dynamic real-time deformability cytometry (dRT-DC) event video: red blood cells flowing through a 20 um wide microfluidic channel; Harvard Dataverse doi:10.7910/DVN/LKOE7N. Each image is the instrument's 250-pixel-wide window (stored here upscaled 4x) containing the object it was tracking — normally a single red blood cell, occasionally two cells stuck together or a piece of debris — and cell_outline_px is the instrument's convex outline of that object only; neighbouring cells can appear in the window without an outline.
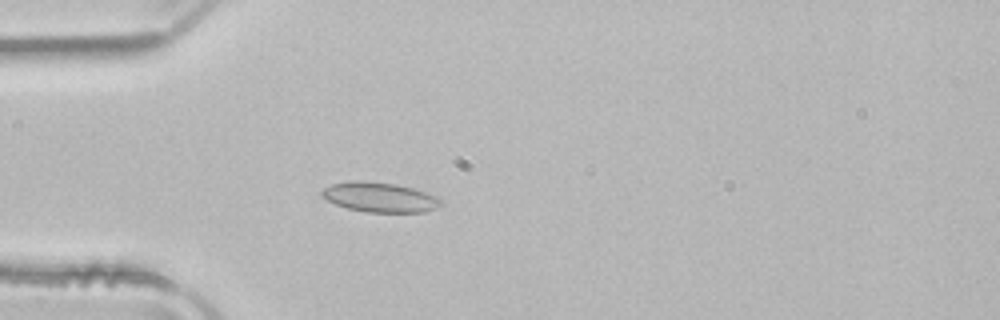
{"species": "common noctule bat (a hibernating species)", "species_latin": "Nyctalus noctula", "temperature_condition": "room temperature", "stored_images_in_passage": 52, "camera_frame_rate_fps": 3000, "um_per_image_px": 0.085, "animal": {"sex": "male", "body_mass_g": 21.5, "forearm_length_mm": 52.0}, "frame": {"image": 1, "passage_image": 15, "time_ms": 4.667, "image_size_px": [1000, 320], "cell_outline_px": [[444, 204], [436, 208], [424, 212], [368, 212], [348, 208], [336, 204], [320, 196], [320, 192], [324, 188], [332, 184], [352, 180], [364, 180], [396, 184], [412, 188], [440, 196], [444, 200]], "centroid_in_image_um": [32.33, 16.76], "position_along_channel_um": 52.7, "area_um2": 20.92}}
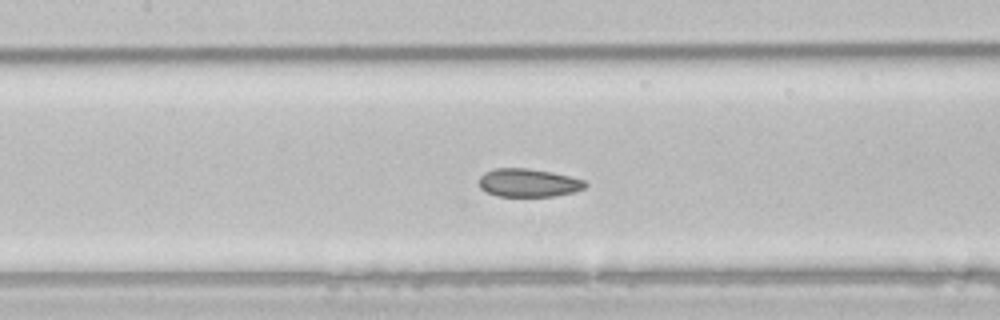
{"frame": {"image": 2, "passage_image": 24, "time_ms": 7.667, "image_size_px": [1000, 320], "cell_outline_px": [[588, 184], [584, 188], [576, 192], [552, 196], [496, 196], [480, 188], [480, 176], [484, 172], [492, 168], [528, 168], [552, 172], [584, 180]], "centroid_in_image_um": [44.91, 15.53], "position_along_channel_um": 162.5, "area_um2": 17.51}}
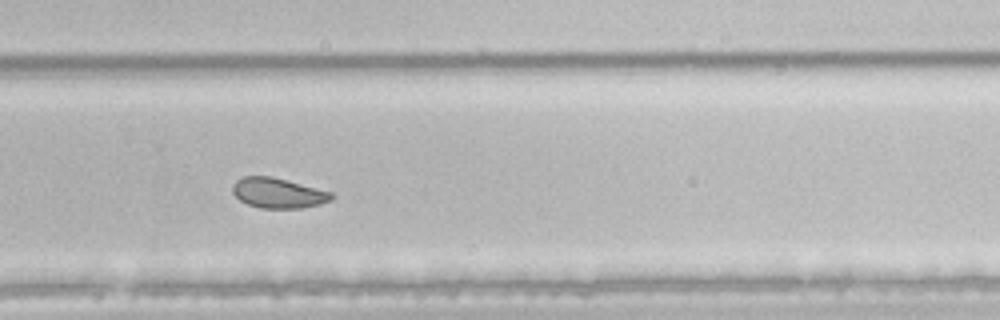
{"frame": {"image": 3, "passage_image": 35, "time_ms": 11.333, "image_size_px": [1000, 320], "cell_outline_px": [[336, 196], [332, 200], [320, 204], [300, 208], [260, 208], [248, 204], [240, 200], [232, 192], [232, 184], [236, 180], [244, 176], [268, 176], [332, 192]], "centroid_in_image_um": [23.63, 16.41], "position_along_channel_um": 306.2, "area_um2": 17.22}, "authors_computed_cell_mechanics": {"area_um2": 20.7502, "velocity_mm_per_s": 3.9377, "shape_relaxation_time_tau1_ms": 3.4655, "shape_relaxation_time_tau2_ms": 1.7128, "deformation_change_tau1": 0.0571, "deformation_change_tau2": 0.0475}}